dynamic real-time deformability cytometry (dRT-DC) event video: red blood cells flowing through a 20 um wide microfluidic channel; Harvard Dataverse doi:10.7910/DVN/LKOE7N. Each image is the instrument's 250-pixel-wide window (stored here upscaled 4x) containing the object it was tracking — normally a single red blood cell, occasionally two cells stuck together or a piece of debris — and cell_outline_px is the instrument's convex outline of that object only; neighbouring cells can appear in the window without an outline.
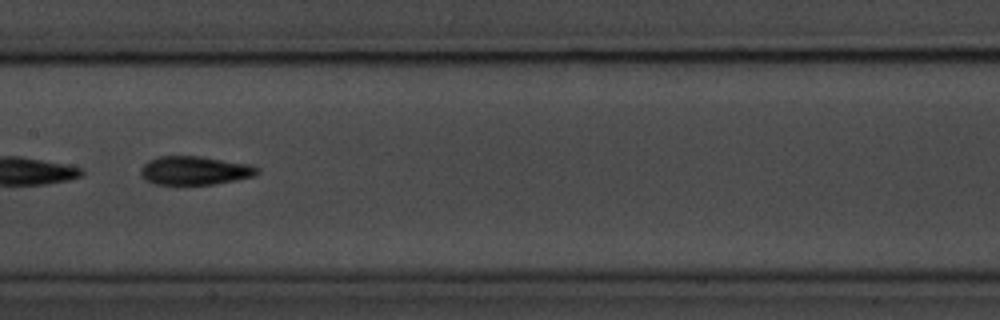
{"species": "common noctule bat (a hibernating species)", "species_latin": "Nyctalus noctula", "temperature_condition": "room temperature", "stored_images_in_passage": 19, "camera_frame_rate_fps": 3000, "um_per_image_px": 0.085, "animal": {"sex": "male", "body_mass_g": 20.1, "forearm_length_mm": 53.5}, "frame": {"image": 1, "passage_image": 11, "time_ms": 3.333, "image_size_px": [1000, 320], "cell_outline_px": [[260, 172], [256, 176], [236, 180], [212, 184], [156, 184], [148, 180], [140, 172], [140, 168], [148, 160], [160, 156], [200, 156], [248, 164], [260, 168]], "centroid_in_image_um": [16.59, 14.48], "position_along_channel_um": 190.8, "area_um2": 19.31}}